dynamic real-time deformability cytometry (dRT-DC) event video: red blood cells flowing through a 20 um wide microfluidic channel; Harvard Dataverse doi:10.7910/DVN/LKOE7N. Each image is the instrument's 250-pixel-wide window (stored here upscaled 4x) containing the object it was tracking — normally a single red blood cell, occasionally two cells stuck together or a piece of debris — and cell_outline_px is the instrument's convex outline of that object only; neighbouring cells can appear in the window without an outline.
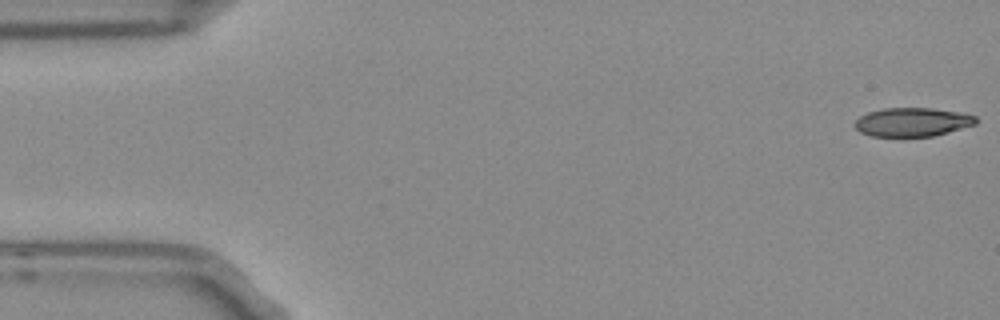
{"species": "Egyptian fruit bat (a non-hibernating species)", "species_latin": "Rousettus aegyptiacus", "temperature_condition": "room temperature", "stored_images_in_passage": 53, "camera_frame_rate_fps": 3000, "um_per_image_px": 0.085, "frame": {"image": 1, "passage_image": 1, "time_ms": 0.0, "image_size_px": [1000, 320], "cell_outline_px": [[976, 124], [948, 132], [932, 136], [872, 136], [860, 132], [852, 124], [860, 116], [868, 112], [884, 108], [932, 108], [960, 112], [976, 116]], "centroid_in_image_um": [77.53, 10.37], "position_along_channel_um": 7.5, "area_um2": 20.23}}
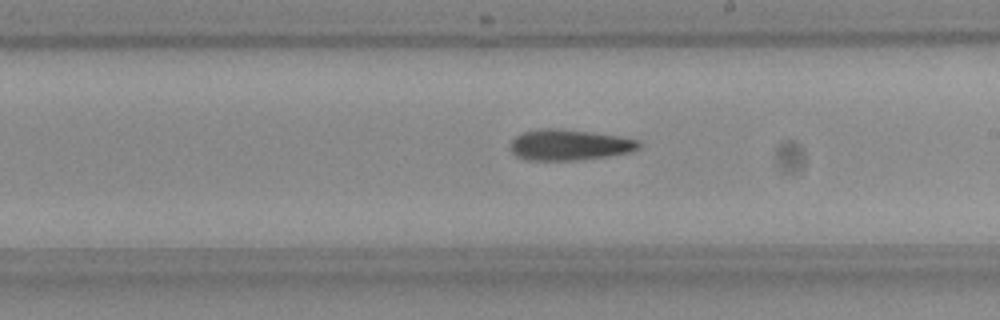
{"frame": {"image": 2, "passage_image": 30, "time_ms": 9.667, "image_size_px": [1000, 320], "cell_outline_px": [[640, 148], [628, 152], [604, 156], [576, 160], [524, 160], [516, 156], [508, 148], [508, 144], [520, 132], [540, 128], [560, 128], [616, 136], [640, 140]], "centroid_in_image_um": [48.29, 12.31], "position_along_channel_um": 240.7, "area_um2": 23.12}}
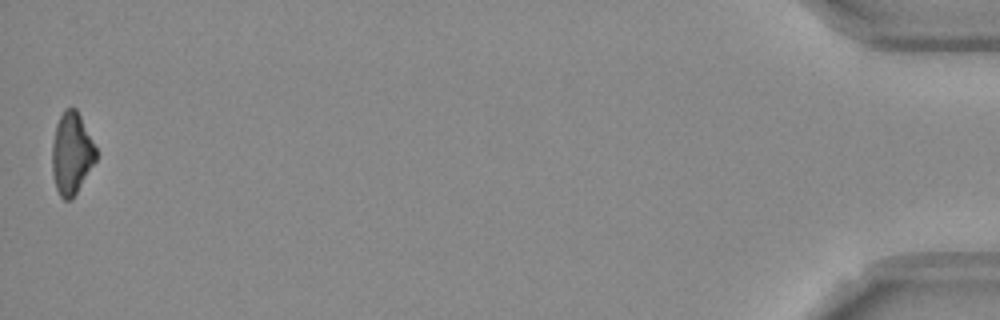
{"frame": {"image": 3, "passage_image": 53, "time_ms": 17.333, "image_size_px": [1000, 320], "cell_outline_px": [[96, 160], [72, 200], [64, 200], [60, 196], [56, 188], [52, 172], [52, 144], [56, 124], [64, 108], [76, 108], [96, 148]], "centroid_in_image_um": [6.07, 13.06], "position_along_channel_um": 429.1, "area_um2": 20.81}}